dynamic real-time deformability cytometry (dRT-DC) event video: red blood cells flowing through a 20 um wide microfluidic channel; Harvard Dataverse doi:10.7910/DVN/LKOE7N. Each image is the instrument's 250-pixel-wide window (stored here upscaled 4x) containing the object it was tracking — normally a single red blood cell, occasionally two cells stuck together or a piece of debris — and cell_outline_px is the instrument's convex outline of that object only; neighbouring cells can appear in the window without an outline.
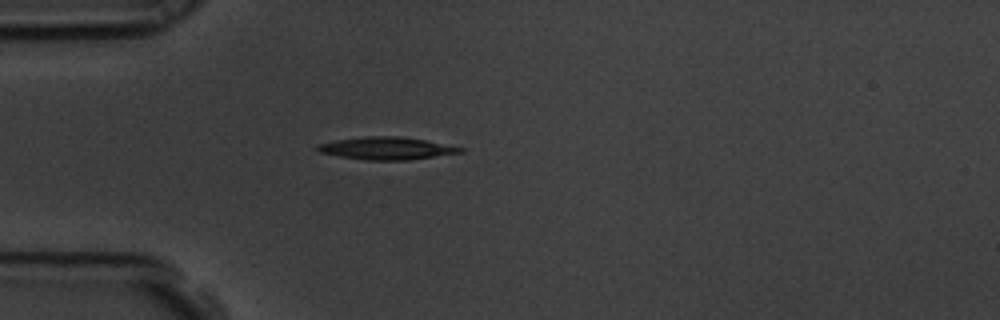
{"species": "common noctule bat (a hibernating species)", "species_latin": "Nyctalus noctula", "temperature_condition": "room temperature", "stored_images_in_passage": 42, "camera_frame_rate_fps": 3000, "um_per_image_px": 0.085, "animal": {"sex": "male", "body_mass_g": 19.5, "forearm_length_mm": 54.6}, "frame": {"image": 1, "passage_image": 1, "time_ms": 0.0, "image_size_px": [1000, 320], "cell_outline_px": [[464, 152], [408, 160], [364, 160], [340, 156], [320, 152], [316, 148], [320, 144], [336, 140], [364, 136], [396, 136], [424, 140], [464, 148]], "centroid_in_image_um": [32.87, 12.61], "position_along_channel_um": 52.1, "area_um2": 18.44}}
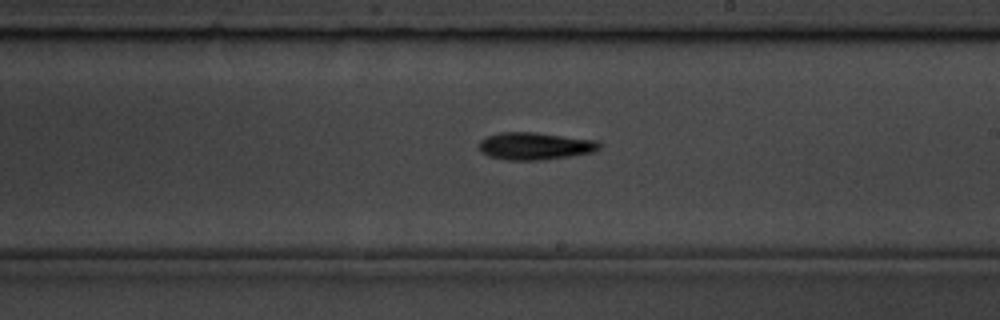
{"frame": {"image": 2, "passage_image": 18, "time_ms": 5.667, "image_size_px": [1000, 320], "cell_outline_px": [[600, 148], [596, 152], [540, 160], [508, 160], [488, 156], [480, 152], [480, 140], [488, 136], [500, 132], [532, 132], [596, 140], [600, 144]], "centroid_in_image_um": [45.47, 12.42], "position_along_channel_um": 243.5, "area_um2": 19.07}}
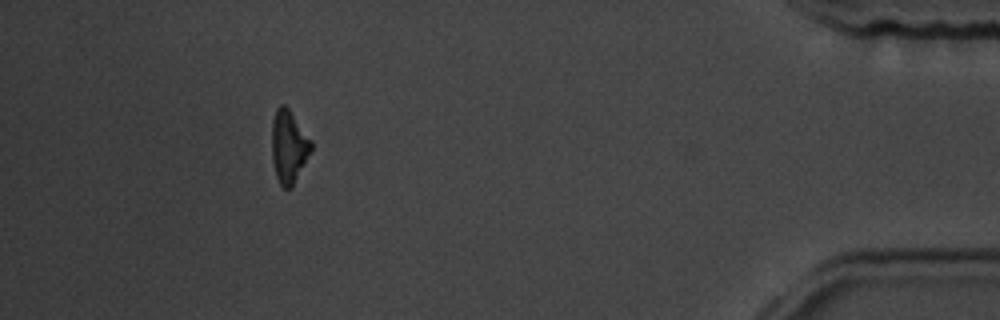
{"frame": {"image": 3, "passage_image": 37, "time_ms": 12.0, "image_size_px": [1000, 320], "cell_outline_px": [[312, 148], [292, 188], [284, 188], [280, 184], [276, 176], [272, 160], [272, 120], [276, 108], [280, 104], [284, 104], [288, 108], [312, 140]], "centroid_in_image_um": [24.53, 12.44], "position_along_channel_um": 410.7, "area_um2": 16.65}, "authors_computed_cell_mechanics": {"area_um2": 18.1203, "velocity_mm_per_s": 3.5549, "shape_relaxation_time_tau1_ms": 3.6219, "shape_relaxation_time_tau2_ms": null, "deformation_change_tau1": 0.1556, "deformation_change_tau2": null}}